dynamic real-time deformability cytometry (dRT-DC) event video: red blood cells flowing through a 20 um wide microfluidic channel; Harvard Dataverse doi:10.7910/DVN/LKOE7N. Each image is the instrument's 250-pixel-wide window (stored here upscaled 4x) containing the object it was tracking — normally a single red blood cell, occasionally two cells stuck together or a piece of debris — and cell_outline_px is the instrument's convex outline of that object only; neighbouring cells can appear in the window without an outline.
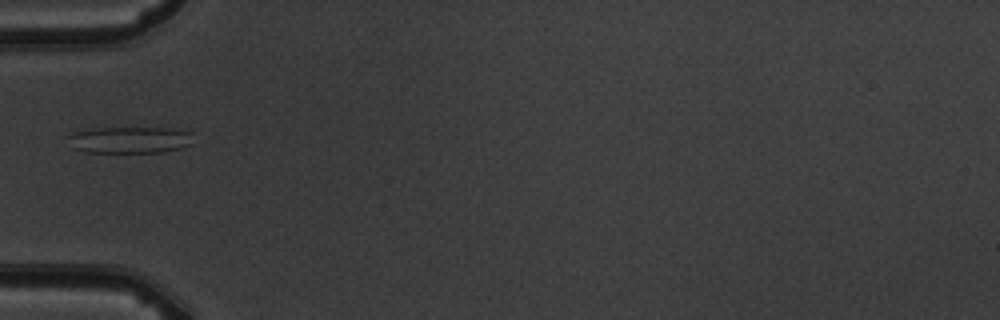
{"species": "common noctule bat (a hibernating species)", "species_latin": "Nyctalus noctula", "temperature_condition": "warm", "stored_images_in_passage": 6, "camera_frame_rate_fps": 3000, "um_per_image_px": 0.085, "animal": {"sex": "male", "body_mass_g": 19.5, "forearm_length_mm": 54.6}, "frame": {"image": 1, "passage_image": 6, "time_ms": 5.667, "image_size_px": [1000, 320], "cell_outline_px": [[192, 144], [180, 148], [164, 152], [84, 152], [72, 148], [68, 136], [76, 132], [96, 128], [168, 128], [192, 132]], "centroid_in_image_um": [11.06, 11.9], "position_along_channel_um": 73.9, "area_um2": 19.31}}